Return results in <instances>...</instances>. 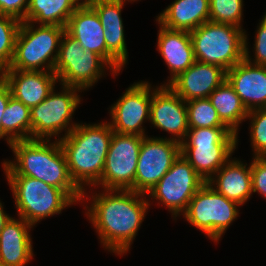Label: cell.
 Instances as JSON below:
<instances>
[{"label":"cell","mask_w":266,"mask_h":266,"mask_svg":"<svg viewBox=\"0 0 266 266\" xmlns=\"http://www.w3.org/2000/svg\"><path fill=\"white\" fill-rule=\"evenodd\" d=\"M103 190L92 194L90 207L85 206L86 215L98 232L102 246L122 256L130 250L150 202L145 194L132 190Z\"/></svg>","instance_id":"cell-1"},{"label":"cell","mask_w":266,"mask_h":266,"mask_svg":"<svg viewBox=\"0 0 266 266\" xmlns=\"http://www.w3.org/2000/svg\"><path fill=\"white\" fill-rule=\"evenodd\" d=\"M43 139L14 141L9 146L13 161H5L2 167L6 175H24L62 189L76 204L82 202L83 192L69 175L67 159L62 146Z\"/></svg>","instance_id":"cell-2"},{"label":"cell","mask_w":266,"mask_h":266,"mask_svg":"<svg viewBox=\"0 0 266 266\" xmlns=\"http://www.w3.org/2000/svg\"><path fill=\"white\" fill-rule=\"evenodd\" d=\"M112 134L109 122L79 123L68 135L59 139L69 175L83 192V202L88 194L85 186L96 187L100 182Z\"/></svg>","instance_id":"cell-3"},{"label":"cell","mask_w":266,"mask_h":266,"mask_svg":"<svg viewBox=\"0 0 266 266\" xmlns=\"http://www.w3.org/2000/svg\"><path fill=\"white\" fill-rule=\"evenodd\" d=\"M237 145V135L228 127L189 128L180 155L207 182L231 159Z\"/></svg>","instance_id":"cell-4"},{"label":"cell","mask_w":266,"mask_h":266,"mask_svg":"<svg viewBox=\"0 0 266 266\" xmlns=\"http://www.w3.org/2000/svg\"><path fill=\"white\" fill-rule=\"evenodd\" d=\"M65 30L62 26L35 27L32 22H21L12 62L4 70L53 72Z\"/></svg>","instance_id":"cell-5"},{"label":"cell","mask_w":266,"mask_h":266,"mask_svg":"<svg viewBox=\"0 0 266 266\" xmlns=\"http://www.w3.org/2000/svg\"><path fill=\"white\" fill-rule=\"evenodd\" d=\"M245 29L207 21L190 31L196 61L214 64L225 71L244 59Z\"/></svg>","instance_id":"cell-6"},{"label":"cell","mask_w":266,"mask_h":266,"mask_svg":"<svg viewBox=\"0 0 266 266\" xmlns=\"http://www.w3.org/2000/svg\"><path fill=\"white\" fill-rule=\"evenodd\" d=\"M12 190L18 216L32 226L49 216L60 214L74 201L60 188L24 175H5Z\"/></svg>","instance_id":"cell-7"},{"label":"cell","mask_w":266,"mask_h":266,"mask_svg":"<svg viewBox=\"0 0 266 266\" xmlns=\"http://www.w3.org/2000/svg\"><path fill=\"white\" fill-rule=\"evenodd\" d=\"M107 68L111 70L113 76L118 74L101 56L85 51L65 30L53 71L60 85L76 87L81 91L87 90L104 76Z\"/></svg>","instance_id":"cell-8"},{"label":"cell","mask_w":266,"mask_h":266,"mask_svg":"<svg viewBox=\"0 0 266 266\" xmlns=\"http://www.w3.org/2000/svg\"><path fill=\"white\" fill-rule=\"evenodd\" d=\"M241 205L227 199L207 182L195 193L182 214L188 223L218 242L239 215Z\"/></svg>","instance_id":"cell-9"},{"label":"cell","mask_w":266,"mask_h":266,"mask_svg":"<svg viewBox=\"0 0 266 266\" xmlns=\"http://www.w3.org/2000/svg\"><path fill=\"white\" fill-rule=\"evenodd\" d=\"M61 92L53 89L48 97L40 104L32 107L31 112V139L51 140L62 131L68 135L78 123L72 122V116L81 102L76 87L61 85ZM73 124H72V123Z\"/></svg>","instance_id":"cell-10"},{"label":"cell","mask_w":266,"mask_h":266,"mask_svg":"<svg viewBox=\"0 0 266 266\" xmlns=\"http://www.w3.org/2000/svg\"><path fill=\"white\" fill-rule=\"evenodd\" d=\"M205 183L191 164L180 155L147 195L156 199L159 205V202L166 205L175 219L186 211L190 200Z\"/></svg>","instance_id":"cell-11"},{"label":"cell","mask_w":266,"mask_h":266,"mask_svg":"<svg viewBox=\"0 0 266 266\" xmlns=\"http://www.w3.org/2000/svg\"><path fill=\"white\" fill-rule=\"evenodd\" d=\"M143 137L113 132L97 187L135 191V174Z\"/></svg>","instance_id":"cell-12"},{"label":"cell","mask_w":266,"mask_h":266,"mask_svg":"<svg viewBox=\"0 0 266 266\" xmlns=\"http://www.w3.org/2000/svg\"><path fill=\"white\" fill-rule=\"evenodd\" d=\"M180 156V143L167 138L144 136L135 174V192H148Z\"/></svg>","instance_id":"cell-13"},{"label":"cell","mask_w":266,"mask_h":266,"mask_svg":"<svg viewBox=\"0 0 266 266\" xmlns=\"http://www.w3.org/2000/svg\"><path fill=\"white\" fill-rule=\"evenodd\" d=\"M151 87L148 81L134 82L110 107L113 132L146 136L142 125L150 121Z\"/></svg>","instance_id":"cell-14"},{"label":"cell","mask_w":266,"mask_h":266,"mask_svg":"<svg viewBox=\"0 0 266 266\" xmlns=\"http://www.w3.org/2000/svg\"><path fill=\"white\" fill-rule=\"evenodd\" d=\"M150 122L154 127L173 135L169 139L181 144L189 130L186 101L168 85L153 88Z\"/></svg>","instance_id":"cell-15"},{"label":"cell","mask_w":266,"mask_h":266,"mask_svg":"<svg viewBox=\"0 0 266 266\" xmlns=\"http://www.w3.org/2000/svg\"><path fill=\"white\" fill-rule=\"evenodd\" d=\"M66 31L74 37L85 51L101 56L119 74L123 66L107 51L102 27L96 11L82 2L72 13Z\"/></svg>","instance_id":"cell-16"},{"label":"cell","mask_w":266,"mask_h":266,"mask_svg":"<svg viewBox=\"0 0 266 266\" xmlns=\"http://www.w3.org/2000/svg\"><path fill=\"white\" fill-rule=\"evenodd\" d=\"M226 80V71L217 65L195 61L168 86L184 101L208 98Z\"/></svg>","instance_id":"cell-17"},{"label":"cell","mask_w":266,"mask_h":266,"mask_svg":"<svg viewBox=\"0 0 266 266\" xmlns=\"http://www.w3.org/2000/svg\"><path fill=\"white\" fill-rule=\"evenodd\" d=\"M226 80L248 111L266 108V66L243 59L226 71Z\"/></svg>","instance_id":"cell-18"},{"label":"cell","mask_w":266,"mask_h":266,"mask_svg":"<svg viewBox=\"0 0 266 266\" xmlns=\"http://www.w3.org/2000/svg\"><path fill=\"white\" fill-rule=\"evenodd\" d=\"M0 76L12 96L30 109L45 100L58 82L56 74L47 71L3 70Z\"/></svg>","instance_id":"cell-19"},{"label":"cell","mask_w":266,"mask_h":266,"mask_svg":"<svg viewBox=\"0 0 266 266\" xmlns=\"http://www.w3.org/2000/svg\"><path fill=\"white\" fill-rule=\"evenodd\" d=\"M157 49L170 71L168 85L180 73L186 71L195 61L189 31L172 30L159 24Z\"/></svg>","instance_id":"cell-20"},{"label":"cell","mask_w":266,"mask_h":266,"mask_svg":"<svg viewBox=\"0 0 266 266\" xmlns=\"http://www.w3.org/2000/svg\"><path fill=\"white\" fill-rule=\"evenodd\" d=\"M31 224L11 217L0 232V260L6 266H25L33 258ZM30 229V230H29Z\"/></svg>","instance_id":"cell-21"},{"label":"cell","mask_w":266,"mask_h":266,"mask_svg":"<svg viewBox=\"0 0 266 266\" xmlns=\"http://www.w3.org/2000/svg\"><path fill=\"white\" fill-rule=\"evenodd\" d=\"M241 160L229 159L207 183L227 199L241 206L252 196L250 165Z\"/></svg>","instance_id":"cell-22"},{"label":"cell","mask_w":266,"mask_h":266,"mask_svg":"<svg viewBox=\"0 0 266 266\" xmlns=\"http://www.w3.org/2000/svg\"><path fill=\"white\" fill-rule=\"evenodd\" d=\"M209 8V0H175L156 21L168 29L190 32L209 21Z\"/></svg>","instance_id":"cell-23"},{"label":"cell","mask_w":266,"mask_h":266,"mask_svg":"<svg viewBox=\"0 0 266 266\" xmlns=\"http://www.w3.org/2000/svg\"><path fill=\"white\" fill-rule=\"evenodd\" d=\"M217 110L220 120L237 135L240 123L247 119L248 110L227 80L223 81L208 97Z\"/></svg>","instance_id":"cell-24"},{"label":"cell","mask_w":266,"mask_h":266,"mask_svg":"<svg viewBox=\"0 0 266 266\" xmlns=\"http://www.w3.org/2000/svg\"><path fill=\"white\" fill-rule=\"evenodd\" d=\"M81 3V0H30L24 21L66 28L70 16Z\"/></svg>","instance_id":"cell-25"},{"label":"cell","mask_w":266,"mask_h":266,"mask_svg":"<svg viewBox=\"0 0 266 266\" xmlns=\"http://www.w3.org/2000/svg\"><path fill=\"white\" fill-rule=\"evenodd\" d=\"M1 124L2 138L6 139L8 146L14 141L31 139L30 108L13 96L9 98Z\"/></svg>","instance_id":"cell-26"},{"label":"cell","mask_w":266,"mask_h":266,"mask_svg":"<svg viewBox=\"0 0 266 266\" xmlns=\"http://www.w3.org/2000/svg\"><path fill=\"white\" fill-rule=\"evenodd\" d=\"M186 107L189 128L227 127L208 98L186 101Z\"/></svg>","instance_id":"cell-27"},{"label":"cell","mask_w":266,"mask_h":266,"mask_svg":"<svg viewBox=\"0 0 266 266\" xmlns=\"http://www.w3.org/2000/svg\"><path fill=\"white\" fill-rule=\"evenodd\" d=\"M21 21L0 13V73L12 62Z\"/></svg>","instance_id":"cell-28"},{"label":"cell","mask_w":266,"mask_h":266,"mask_svg":"<svg viewBox=\"0 0 266 266\" xmlns=\"http://www.w3.org/2000/svg\"><path fill=\"white\" fill-rule=\"evenodd\" d=\"M209 21L239 28L243 16V0H209Z\"/></svg>","instance_id":"cell-29"},{"label":"cell","mask_w":266,"mask_h":266,"mask_svg":"<svg viewBox=\"0 0 266 266\" xmlns=\"http://www.w3.org/2000/svg\"><path fill=\"white\" fill-rule=\"evenodd\" d=\"M131 0H91L87 2L97 13L102 27L124 28L121 11L124 3Z\"/></svg>","instance_id":"cell-30"},{"label":"cell","mask_w":266,"mask_h":266,"mask_svg":"<svg viewBox=\"0 0 266 266\" xmlns=\"http://www.w3.org/2000/svg\"><path fill=\"white\" fill-rule=\"evenodd\" d=\"M246 118L251 120L249 133L254 157H266V108L250 110Z\"/></svg>","instance_id":"cell-31"},{"label":"cell","mask_w":266,"mask_h":266,"mask_svg":"<svg viewBox=\"0 0 266 266\" xmlns=\"http://www.w3.org/2000/svg\"><path fill=\"white\" fill-rule=\"evenodd\" d=\"M124 28H106L104 38L107 51L124 67L128 59Z\"/></svg>","instance_id":"cell-32"},{"label":"cell","mask_w":266,"mask_h":266,"mask_svg":"<svg viewBox=\"0 0 266 266\" xmlns=\"http://www.w3.org/2000/svg\"><path fill=\"white\" fill-rule=\"evenodd\" d=\"M256 38L254 41V59L252 60L251 56L249 55V47L247 43V34L245 31L244 34V59L249 63L255 65L266 66V12L263 16L262 20L260 21L257 30H256Z\"/></svg>","instance_id":"cell-33"},{"label":"cell","mask_w":266,"mask_h":266,"mask_svg":"<svg viewBox=\"0 0 266 266\" xmlns=\"http://www.w3.org/2000/svg\"><path fill=\"white\" fill-rule=\"evenodd\" d=\"M250 164L252 178V193H258L266 198V157H254Z\"/></svg>","instance_id":"cell-34"},{"label":"cell","mask_w":266,"mask_h":266,"mask_svg":"<svg viewBox=\"0 0 266 266\" xmlns=\"http://www.w3.org/2000/svg\"><path fill=\"white\" fill-rule=\"evenodd\" d=\"M30 0H0V13L24 22Z\"/></svg>","instance_id":"cell-35"},{"label":"cell","mask_w":266,"mask_h":266,"mask_svg":"<svg viewBox=\"0 0 266 266\" xmlns=\"http://www.w3.org/2000/svg\"><path fill=\"white\" fill-rule=\"evenodd\" d=\"M12 96L11 90L8 84L0 76V139H2V124L1 120L9 102V98Z\"/></svg>","instance_id":"cell-36"},{"label":"cell","mask_w":266,"mask_h":266,"mask_svg":"<svg viewBox=\"0 0 266 266\" xmlns=\"http://www.w3.org/2000/svg\"><path fill=\"white\" fill-rule=\"evenodd\" d=\"M3 209L4 207L0 201V232L2 231L5 223L11 218V216L5 213Z\"/></svg>","instance_id":"cell-37"},{"label":"cell","mask_w":266,"mask_h":266,"mask_svg":"<svg viewBox=\"0 0 266 266\" xmlns=\"http://www.w3.org/2000/svg\"><path fill=\"white\" fill-rule=\"evenodd\" d=\"M0 266H6V265L0 260Z\"/></svg>","instance_id":"cell-38"}]
</instances>
